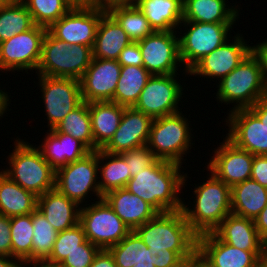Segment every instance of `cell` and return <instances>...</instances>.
<instances>
[{
    "instance_id": "obj_1",
    "label": "cell",
    "mask_w": 267,
    "mask_h": 267,
    "mask_svg": "<svg viewBox=\"0 0 267 267\" xmlns=\"http://www.w3.org/2000/svg\"><path fill=\"white\" fill-rule=\"evenodd\" d=\"M180 164L157 159L133 176L125 188L149 203L158 213L182 210V188L188 185V173ZM187 178V179H186ZM187 181V182H186ZM182 191V192H181Z\"/></svg>"
},
{
    "instance_id": "obj_2",
    "label": "cell",
    "mask_w": 267,
    "mask_h": 267,
    "mask_svg": "<svg viewBox=\"0 0 267 267\" xmlns=\"http://www.w3.org/2000/svg\"><path fill=\"white\" fill-rule=\"evenodd\" d=\"M134 231L152 255L177 253L186 263H191L196 256L197 236L191 231L182 210L157 213Z\"/></svg>"
},
{
    "instance_id": "obj_3",
    "label": "cell",
    "mask_w": 267,
    "mask_h": 267,
    "mask_svg": "<svg viewBox=\"0 0 267 267\" xmlns=\"http://www.w3.org/2000/svg\"><path fill=\"white\" fill-rule=\"evenodd\" d=\"M205 178L208 180L205 179L202 184L194 186V204L188 201L186 204L182 197V211L191 231L197 237L212 233L231 213V187L217 179L210 171Z\"/></svg>"
},
{
    "instance_id": "obj_4",
    "label": "cell",
    "mask_w": 267,
    "mask_h": 267,
    "mask_svg": "<svg viewBox=\"0 0 267 267\" xmlns=\"http://www.w3.org/2000/svg\"><path fill=\"white\" fill-rule=\"evenodd\" d=\"M6 160L7 166L1 171L22 188L36 196L55 188V170L26 139L15 138L14 149Z\"/></svg>"
},
{
    "instance_id": "obj_5",
    "label": "cell",
    "mask_w": 267,
    "mask_h": 267,
    "mask_svg": "<svg viewBox=\"0 0 267 267\" xmlns=\"http://www.w3.org/2000/svg\"><path fill=\"white\" fill-rule=\"evenodd\" d=\"M216 88L217 103L226 106L233 103L228 112L250 108L267 94L259 62L252 53L217 82Z\"/></svg>"
},
{
    "instance_id": "obj_6",
    "label": "cell",
    "mask_w": 267,
    "mask_h": 267,
    "mask_svg": "<svg viewBox=\"0 0 267 267\" xmlns=\"http://www.w3.org/2000/svg\"><path fill=\"white\" fill-rule=\"evenodd\" d=\"M186 115L180 111L153 119L146 145L158 159L180 165L187 160L184 157L191 153L190 150L193 144L195 145L192 143L195 139L193 141L192 138L195 137L192 134V121H189Z\"/></svg>"
},
{
    "instance_id": "obj_7",
    "label": "cell",
    "mask_w": 267,
    "mask_h": 267,
    "mask_svg": "<svg viewBox=\"0 0 267 267\" xmlns=\"http://www.w3.org/2000/svg\"><path fill=\"white\" fill-rule=\"evenodd\" d=\"M92 57L91 47L78 44L67 45L47 30L36 74L80 80L90 66Z\"/></svg>"
},
{
    "instance_id": "obj_8",
    "label": "cell",
    "mask_w": 267,
    "mask_h": 267,
    "mask_svg": "<svg viewBox=\"0 0 267 267\" xmlns=\"http://www.w3.org/2000/svg\"><path fill=\"white\" fill-rule=\"evenodd\" d=\"M234 24L237 26L236 23L181 22L178 36L180 58L184 68L180 70L183 69L185 77L207 54L230 39Z\"/></svg>"
},
{
    "instance_id": "obj_9",
    "label": "cell",
    "mask_w": 267,
    "mask_h": 267,
    "mask_svg": "<svg viewBox=\"0 0 267 267\" xmlns=\"http://www.w3.org/2000/svg\"><path fill=\"white\" fill-rule=\"evenodd\" d=\"M55 188L80 207L87 205L93 194L96 198L92 201L102 199L98 177V150L56 170Z\"/></svg>"
},
{
    "instance_id": "obj_10",
    "label": "cell",
    "mask_w": 267,
    "mask_h": 267,
    "mask_svg": "<svg viewBox=\"0 0 267 267\" xmlns=\"http://www.w3.org/2000/svg\"><path fill=\"white\" fill-rule=\"evenodd\" d=\"M80 208L79 223L86 239L100 249H109L125 238L131 229L120 219L108 203L100 200Z\"/></svg>"
},
{
    "instance_id": "obj_11",
    "label": "cell",
    "mask_w": 267,
    "mask_h": 267,
    "mask_svg": "<svg viewBox=\"0 0 267 267\" xmlns=\"http://www.w3.org/2000/svg\"><path fill=\"white\" fill-rule=\"evenodd\" d=\"M179 75H152L133 108L152 119L180 112L182 108L179 106H183L181 100L185 97L182 95H185L183 92L186 87L181 85L182 78L179 80Z\"/></svg>"
},
{
    "instance_id": "obj_12",
    "label": "cell",
    "mask_w": 267,
    "mask_h": 267,
    "mask_svg": "<svg viewBox=\"0 0 267 267\" xmlns=\"http://www.w3.org/2000/svg\"><path fill=\"white\" fill-rule=\"evenodd\" d=\"M47 28L34 25L31 29L0 43V71L29 72L38 68L42 53V44Z\"/></svg>"
},
{
    "instance_id": "obj_13",
    "label": "cell",
    "mask_w": 267,
    "mask_h": 267,
    "mask_svg": "<svg viewBox=\"0 0 267 267\" xmlns=\"http://www.w3.org/2000/svg\"><path fill=\"white\" fill-rule=\"evenodd\" d=\"M36 86L40 89L48 130L54 129L61 120L75 109L83 100L80 80L38 76ZM45 105V106H44Z\"/></svg>"
},
{
    "instance_id": "obj_14",
    "label": "cell",
    "mask_w": 267,
    "mask_h": 267,
    "mask_svg": "<svg viewBox=\"0 0 267 267\" xmlns=\"http://www.w3.org/2000/svg\"><path fill=\"white\" fill-rule=\"evenodd\" d=\"M143 67L151 75L182 73L178 31H154L138 41ZM179 67V68H178ZM180 71V72H178Z\"/></svg>"
},
{
    "instance_id": "obj_15",
    "label": "cell",
    "mask_w": 267,
    "mask_h": 267,
    "mask_svg": "<svg viewBox=\"0 0 267 267\" xmlns=\"http://www.w3.org/2000/svg\"><path fill=\"white\" fill-rule=\"evenodd\" d=\"M244 38L239 31L236 34L234 32L228 41L199 61L189 71V76L219 82L251 53V45Z\"/></svg>"
},
{
    "instance_id": "obj_16",
    "label": "cell",
    "mask_w": 267,
    "mask_h": 267,
    "mask_svg": "<svg viewBox=\"0 0 267 267\" xmlns=\"http://www.w3.org/2000/svg\"><path fill=\"white\" fill-rule=\"evenodd\" d=\"M219 144L209 163H205L207 172L229 187L250 179L254 155L237 147L226 136Z\"/></svg>"
},
{
    "instance_id": "obj_17",
    "label": "cell",
    "mask_w": 267,
    "mask_h": 267,
    "mask_svg": "<svg viewBox=\"0 0 267 267\" xmlns=\"http://www.w3.org/2000/svg\"><path fill=\"white\" fill-rule=\"evenodd\" d=\"M226 114V137L253 155H267V126L249 108Z\"/></svg>"
},
{
    "instance_id": "obj_18",
    "label": "cell",
    "mask_w": 267,
    "mask_h": 267,
    "mask_svg": "<svg viewBox=\"0 0 267 267\" xmlns=\"http://www.w3.org/2000/svg\"><path fill=\"white\" fill-rule=\"evenodd\" d=\"M196 254L209 267H255L265 251H246L221 241L213 232L197 237Z\"/></svg>"
},
{
    "instance_id": "obj_19",
    "label": "cell",
    "mask_w": 267,
    "mask_h": 267,
    "mask_svg": "<svg viewBox=\"0 0 267 267\" xmlns=\"http://www.w3.org/2000/svg\"><path fill=\"white\" fill-rule=\"evenodd\" d=\"M121 65L117 60L93 58L80 79L82 100L114 102V93L120 77Z\"/></svg>"
},
{
    "instance_id": "obj_20",
    "label": "cell",
    "mask_w": 267,
    "mask_h": 267,
    "mask_svg": "<svg viewBox=\"0 0 267 267\" xmlns=\"http://www.w3.org/2000/svg\"><path fill=\"white\" fill-rule=\"evenodd\" d=\"M105 11L71 9L47 30L67 45L93 47L99 21Z\"/></svg>"
},
{
    "instance_id": "obj_21",
    "label": "cell",
    "mask_w": 267,
    "mask_h": 267,
    "mask_svg": "<svg viewBox=\"0 0 267 267\" xmlns=\"http://www.w3.org/2000/svg\"><path fill=\"white\" fill-rule=\"evenodd\" d=\"M152 121L150 116L133 107L125 108L117 131L101 150L121 154L146 145Z\"/></svg>"
},
{
    "instance_id": "obj_22",
    "label": "cell",
    "mask_w": 267,
    "mask_h": 267,
    "mask_svg": "<svg viewBox=\"0 0 267 267\" xmlns=\"http://www.w3.org/2000/svg\"><path fill=\"white\" fill-rule=\"evenodd\" d=\"M44 136L43 142L35 147L55 171L68 163L82 159L91 152L81 141L71 135L51 129L47 130Z\"/></svg>"
},
{
    "instance_id": "obj_23",
    "label": "cell",
    "mask_w": 267,
    "mask_h": 267,
    "mask_svg": "<svg viewBox=\"0 0 267 267\" xmlns=\"http://www.w3.org/2000/svg\"><path fill=\"white\" fill-rule=\"evenodd\" d=\"M223 242L246 251H265V241L257 233L254 221L230 213L213 231Z\"/></svg>"
},
{
    "instance_id": "obj_24",
    "label": "cell",
    "mask_w": 267,
    "mask_h": 267,
    "mask_svg": "<svg viewBox=\"0 0 267 267\" xmlns=\"http://www.w3.org/2000/svg\"><path fill=\"white\" fill-rule=\"evenodd\" d=\"M103 199L131 231L148 222L158 213L149 203L126 188L110 191L103 196Z\"/></svg>"
},
{
    "instance_id": "obj_25",
    "label": "cell",
    "mask_w": 267,
    "mask_h": 267,
    "mask_svg": "<svg viewBox=\"0 0 267 267\" xmlns=\"http://www.w3.org/2000/svg\"><path fill=\"white\" fill-rule=\"evenodd\" d=\"M80 206L59 192L56 188L48 190L37 198V209L57 232L70 229L80 220Z\"/></svg>"
},
{
    "instance_id": "obj_26",
    "label": "cell",
    "mask_w": 267,
    "mask_h": 267,
    "mask_svg": "<svg viewBox=\"0 0 267 267\" xmlns=\"http://www.w3.org/2000/svg\"><path fill=\"white\" fill-rule=\"evenodd\" d=\"M227 1L228 0H183L182 22L238 23L237 21L241 14L239 13L241 11L237 4L238 2L236 0V3Z\"/></svg>"
},
{
    "instance_id": "obj_27",
    "label": "cell",
    "mask_w": 267,
    "mask_h": 267,
    "mask_svg": "<svg viewBox=\"0 0 267 267\" xmlns=\"http://www.w3.org/2000/svg\"><path fill=\"white\" fill-rule=\"evenodd\" d=\"M131 42L118 22L105 12L97 27L92 56L99 59L118 60L120 52Z\"/></svg>"
},
{
    "instance_id": "obj_28",
    "label": "cell",
    "mask_w": 267,
    "mask_h": 267,
    "mask_svg": "<svg viewBox=\"0 0 267 267\" xmlns=\"http://www.w3.org/2000/svg\"><path fill=\"white\" fill-rule=\"evenodd\" d=\"M125 108L111 101L89 103L94 151L102 149L110 141L121 123Z\"/></svg>"
},
{
    "instance_id": "obj_29",
    "label": "cell",
    "mask_w": 267,
    "mask_h": 267,
    "mask_svg": "<svg viewBox=\"0 0 267 267\" xmlns=\"http://www.w3.org/2000/svg\"><path fill=\"white\" fill-rule=\"evenodd\" d=\"M136 6L154 31H178L183 20V0H139Z\"/></svg>"
},
{
    "instance_id": "obj_30",
    "label": "cell",
    "mask_w": 267,
    "mask_h": 267,
    "mask_svg": "<svg viewBox=\"0 0 267 267\" xmlns=\"http://www.w3.org/2000/svg\"><path fill=\"white\" fill-rule=\"evenodd\" d=\"M267 205V188L248 179L231 187V213L254 219Z\"/></svg>"
},
{
    "instance_id": "obj_31",
    "label": "cell",
    "mask_w": 267,
    "mask_h": 267,
    "mask_svg": "<svg viewBox=\"0 0 267 267\" xmlns=\"http://www.w3.org/2000/svg\"><path fill=\"white\" fill-rule=\"evenodd\" d=\"M33 192L22 188L0 169V214L9 218L33 213L37 209Z\"/></svg>"
},
{
    "instance_id": "obj_32",
    "label": "cell",
    "mask_w": 267,
    "mask_h": 267,
    "mask_svg": "<svg viewBox=\"0 0 267 267\" xmlns=\"http://www.w3.org/2000/svg\"><path fill=\"white\" fill-rule=\"evenodd\" d=\"M98 177L101 195L125 188L131 179L128 164L120 154L98 149Z\"/></svg>"
},
{
    "instance_id": "obj_33",
    "label": "cell",
    "mask_w": 267,
    "mask_h": 267,
    "mask_svg": "<svg viewBox=\"0 0 267 267\" xmlns=\"http://www.w3.org/2000/svg\"><path fill=\"white\" fill-rule=\"evenodd\" d=\"M151 76L144 67L122 66L114 93V103L126 108L134 107Z\"/></svg>"
},
{
    "instance_id": "obj_34",
    "label": "cell",
    "mask_w": 267,
    "mask_h": 267,
    "mask_svg": "<svg viewBox=\"0 0 267 267\" xmlns=\"http://www.w3.org/2000/svg\"><path fill=\"white\" fill-rule=\"evenodd\" d=\"M117 267H132L135 264H154L156 255H152L140 236L133 230L119 243L109 249Z\"/></svg>"
},
{
    "instance_id": "obj_35",
    "label": "cell",
    "mask_w": 267,
    "mask_h": 267,
    "mask_svg": "<svg viewBox=\"0 0 267 267\" xmlns=\"http://www.w3.org/2000/svg\"><path fill=\"white\" fill-rule=\"evenodd\" d=\"M34 25L31 14L21 0H9L0 6V43Z\"/></svg>"
},
{
    "instance_id": "obj_36",
    "label": "cell",
    "mask_w": 267,
    "mask_h": 267,
    "mask_svg": "<svg viewBox=\"0 0 267 267\" xmlns=\"http://www.w3.org/2000/svg\"><path fill=\"white\" fill-rule=\"evenodd\" d=\"M52 130L71 135L81 141L90 151H94L89 103L82 101Z\"/></svg>"
},
{
    "instance_id": "obj_37",
    "label": "cell",
    "mask_w": 267,
    "mask_h": 267,
    "mask_svg": "<svg viewBox=\"0 0 267 267\" xmlns=\"http://www.w3.org/2000/svg\"><path fill=\"white\" fill-rule=\"evenodd\" d=\"M12 257L19 261H32V213L10 218Z\"/></svg>"
},
{
    "instance_id": "obj_38",
    "label": "cell",
    "mask_w": 267,
    "mask_h": 267,
    "mask_svg": "<svg viewBox=\"0 0 267 267\" xmlns=\"http://www.w3.org/2000/svg\"><path fill=\"white\" fill-rule=\"evenodd\" d=\"M108 13L118 22L132 42H138L154 32L137 6L114 7Z\"/></svg>"
},
{
    "instance_id": "obj_39",
    "label": "cell",
    "mask_w": 267,
    "mask_h": 267,
    "mask_svg": "<svg viewBox=\"0 0 267 267\" xmlns=\"http://www.w3.org/2000/svg\"><path fill=\"white\" fill-rule=\"evenodd\" d=\"M32 224V261L45 262L51 255L58 232L38 209L32 213Z\"/></svg>"
},
{
    "instance_id": "obj_40",
    "label": "cell",
    "mask_w": 267,
    "mask_h": 267,
    "mask_svg": "<svg viewBox=\"0 0 267 267\" xmlns=\"http://www.w3.org/2000/svg\"><path fill=\"white\" fill-rule=\"evenodd\" d=\"M27 7L35 25L49 28L71 9L65 0H21Z\"/></svg>"
},
{
    "instance_id": "obj_41",
    "label": "cell",
    "mask_w": 267,
    "mask_h": 267,
    "mask_svg": "<svg viewBox=\"0 0 267 267\" xmlns=\"http://www.w3.org/2000/svg\"><path fill=\"white\" fill-rule=\"evenodd\" d=\"M83 226L78 223L74 227L58 232L50 257L45 261L58 266L68 254L79 248L86 241Z\"/></svg>"
},
{
    "instance_id": "obj_42",
    "label": "cell",
    "mask_w": 267,
    "mask_h": 267,
    "mask_svg": "<svg viewBox=\"0 0 267 267\" xmlns=\"http://www.w3.org/2000/svg\"><path fill=\"white\" fill-rule=\"evenodd\" d=\"M120 155L128 164L131 178L144 168L151 166L158 159L147 145L133 148Z\"/></svg>"
},
{
    "instance_id": "obj_43",
    "label": "cell",
    "mask_w": 267,
    "mask_h": 267,
    "mask_svg": "<svg viewBox=\"0 0 267 267\" xmlns=\"http://www.w3.org/2000/svg\"><path fill=\"white\" fill-rule=\"evenodd\" d=\"M101 249L86 240L79 248L67 255L57 267H90Z\"/></svg>"
},
{
    "instance_id": "obj_44",
    "label": "cell",
    "mask_w": 267,
    "mask_h": 267,
    "mask_svg": "<svg viewBox=\"0 0 267 267\" xmlns=\"http://www.w3.org/2000/svg\"><path fill=\"white\" fill-rule=\"evenodd\" d=\"M118 63L121 66L143 67V59L138 42H131L119 55Z\"/></svg>"
},
{
    "instance_id": "obj_45",
    "label": "cell",
    "mask_w": 267,
    "mask_h": 267,
    "mask_svg": "<svg viewBox=\"0 0 267 267\" xmlns=\"http://www.w3.org/2000/svg\"><path fill=\"white\" fill-rule=\"evenodd\" d=\"M250 179L267 188V155H254Z\"/></svg>"
},
{
    "instance_id": "obj_46",
    "label": "cell",
    "mask_w": 267,
    "mask_h": 267,
    "mask_svg": "<svg viewBox=\"0 0 267 267\" xmlns=\"http://www.w3.org/2000/svg\"><path fill=\"white\" fill-rule=\"evenodd\" d=\"M0 255L12 257L10 218L0 214Z\"/></svg>"
},
{
    "instance_id": "obj_47",
    "label": "cell",
    "mask_w": 267,
    "mask_h": 267,
    "mask_svg": "<svg viewBox=\"0 0 267 267\" xmlns=\"http://www.w3.org/2000/svg\"><path fill=\"white\" fill-rule=\"evenodd\" d=\"M251 53L258 60L265 86L267 88V38L251 45Z\"/></svg>"
},
{
    "instance_id": "obj_48",
    "label": "cell",
    "mask_w": 267,
    "mask_h": 267,
    "mask_svg": "<svg viewBox=\"0 0 267 267\" xmlns=\"http://www.w3.org/2000/svg\"><path fill=\"white\" fill-rule=\"evenodd\" d=\"M156 267H183L186 262L177 253L157 254Z\"/></svg>"
},
{
    "instance_id": "obj_49",
    "label": "cell",
    "mask_w": 267,
    "mask_h": 267,
    "mask_svg": "<svg viewBox=\"0 0 267 267\" xmlns=\"http://www.w3.org/2000/svg\"><path fill=\"white\" fill-rule=\"evenodd\" d=\"M90 267H117L113 255L107 249H101Z\"/></svg>"
},
{
    "instance_id": "obj_50",
    "label": "cell",
    "mask_w": 267,
    "mask_h": 267,
    "mask_svg": "<svg viewBox=\"0 0 267 267\" xmlns=\"http://www.w3.org/2000/svg\"><path fill=\"white\" fill-rule=\"evenodd\" d=\"M70 9L99 10L100 0H65Z\"/></svg>"
},
{
    "instance_id": "obj_51",
    "label": "cell",
    "mask_w": 267,
    "mask_h": 267,
    "mask_svg": "<svg viewBox=\"0 0 267 267\" xmlns=\"http://www.w3.org/2000/svg\"><path fill=\"white\" fill-rule=\"evenodd\" d=\"M257 233L266 242L267 241V205L260 214L253 219Z\"/></svg>"
},
{
    "instance_id": "obj_52",
    "label": "cell",
    "mask_w": 267,
    "mask_h": 267,
    "mask_svg": "<svg viewBox=\"0 0 267 267\" xmlns=\"http://www.w3.org/2000/svg\"><path fill=\"white\" fill-rule=\"evenodd\" d=\"M249 109L267 126V94Z\"/></svg>"
},
{
    "instance_id": "obj_53",
    "label": "cell",
    "mask_w": 267,
    "mask_h": 267,
    "mask_svg": "<svg viewBox=\"0 0 267 267\" xmlns=\"http://www.w3.org/2000/svg\"><path fill=\"white\" fill-rule=\"evenodd\" d=\"M139 0H100L101 10L108 12L114 7L136 6Z\"/></svg>"
},
{
    "instance_id": "obj_54",
    "label": "cell",
    "mask_w": 267,
    "mask_h": 267,
    "mask_svg": "<svg viewBox=\"0 0 267 267\" xmlns=\"http://www.w3.org/2000/svg\"><path fill=\"white\" fill-rule=\"evenodd\" d=\"M3 90V91H2ZM6 89H1L0 86V120L1 118H4L5 113L8 114V111H11L12 109H9V106L11 104V99L12 96L10 95L11 93L5 91Z\"/></svg>"
},
{
    "instance_id": "obj_55",
    "label": "cell",
    "mask_w": 267,
    "mask_h": 267,
    "mask_svg": "<svg viewBox=\"0 0 267 267\" xmlns=\"http://www.w3.org/2000/svg\"><path fill=\"white\" fill-rule=\"evenodd\" d=\"M17 267H57L43 261H19Z\"/></svg>"
},
{
    "instance_id": "obj_56",
    "label": "cell",
    "mask_w": 267,
    "mask_h": 267,
    "mask_svg": "<svg viewBox=\"0 0 267 267\" xmlns=\"http://www.w3.org/2000/svg\"><path fill=\"white\" fill-rule=\"evenodd\" d=\"M18 261L7 255H0V267H17Z\"/></svg>"
},
{
    "instance_id": "obj_57",
    "label": "cell",
    "mask_w": 267,
    "mask_h": 267,
    "mask_svg": "<svg viewBox=\"0 0 267 267\" xmlns=\"http://www.w3.org/2000/svg\"><path fill=\"white\" fill-rule=\"evenodd\" d=\"M192 267H209L197 254L191 262Z\"/></svg>"
},
{
    "instance_id": "obj_58",
    "label": "cell",
    "mask_w": 267,
    "mask_h": 267,
    "mask_svg": "<svg viewBox=\"0 0 267 267\" xmlns=\"http://www.w3.org/2000/svg\"><path fill=\"white\" fill-rule=\"evenodd\" d=\"M255 267H267V259L264 257L256 264Z\"/></svg>"
},
{
    "instance_id": "obj_59",
    "label": "cell",
    "mask_w": 267,
    "mask_h": 267,
    "mask_svg": "<svg viewBox=\"0 0 267 267\" xmlns=\"http://www.w3.org/2000/svg\"><path fill=\"white\" fill-rule=\"evenodd\" d=\"M132 267H156L154 264H135Z\"/></svg>"
},
{
    "instance_id": "obj_60",
    "label": "cell",
    "mask_w": 267,
    "mask_h": 267,
    "mask_svg": "<svg viewBox=\"0 0 267 267\" xmlns=\"http://www.w3.org/2000/svg\"><path fill=\"white\" fill-rule=\"evenodd\" d=\"M265 258L267 259V241L265 242Z\"/></svg>"
},
{
    "instance_id": "obj_61",
    "label": "cell",
    "mask_w": 267,
    "mask_h": 267,
    "mask_svg": "<svg viewBox=\"0 0 267 267\" xmlns=\"http://www.w3.org/2000/svg\"><path fill=\"white\" fill-rule=\"evenodd\" d=\"M9 0H0V6L6 2H8Z\"/></svg>"
},
{
    "instance_id": "obj_62",
    "label": "cell",
    "mask_w": 267,
    "mask_h": 267,
    "mask_svg": "<svg viewBox=\"0 0 267 267\" xmlns=\"http://www.w3.org/2000/svg\"><path fill=\"white\" fill-rule=\"evenodd\" d=\"M183 267H192L191 263H186Z\"/></svg>"
}]
</instances>
